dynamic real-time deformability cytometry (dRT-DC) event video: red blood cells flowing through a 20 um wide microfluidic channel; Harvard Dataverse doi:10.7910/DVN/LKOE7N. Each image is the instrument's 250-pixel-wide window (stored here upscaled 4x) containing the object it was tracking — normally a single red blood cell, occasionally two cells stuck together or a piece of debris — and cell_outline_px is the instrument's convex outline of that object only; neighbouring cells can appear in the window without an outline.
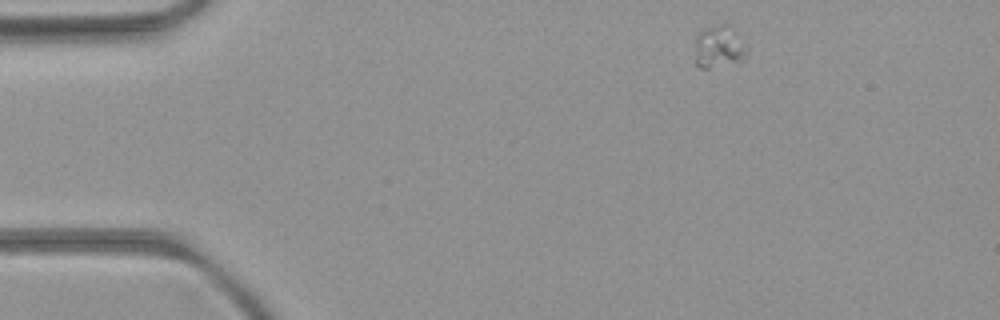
{"species": "common noctule bat (a hibernating species)", "species_latin": "Nyctalus noctula", "temperature_condition": "room temperature", "stored_images_in_passage": 4, "camera_frame_rate_fps": 3000, "um_per_image_px": 0.085, "animal": {"sex": "female", "body_mass_g": 21.9}, "frame": {"image": 1, "passage_image": 1, "time_ms": 0.0, "image_size_px": [1000, 320], "cell_outline_px": [[748, 48], [744, 60], [740, 64], [708, 68], [700, 68], [696, 64], [696, 36], [700, 32], [708, 28], [720, 24], [724, 24]], "centroid_in_image_um": [61.11, 4.07], "position_along_channel_um": 23.9, "area_um2": 12.54}}